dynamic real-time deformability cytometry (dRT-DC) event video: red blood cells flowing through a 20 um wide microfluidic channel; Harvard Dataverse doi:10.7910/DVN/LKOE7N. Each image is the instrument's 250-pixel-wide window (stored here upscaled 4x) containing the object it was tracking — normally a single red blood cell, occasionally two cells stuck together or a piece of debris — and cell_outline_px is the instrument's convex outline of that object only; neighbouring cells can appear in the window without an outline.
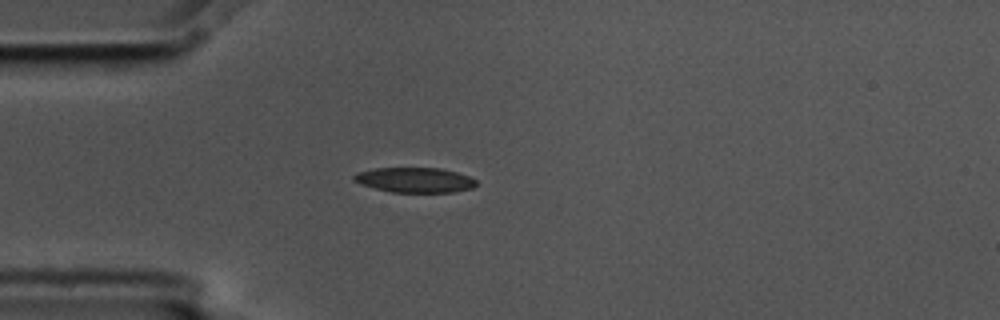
{"species": "common noctule bat (a hibernating species)", "species_latin": "Nyctalus noctula", "temperature_condition": "cold", "stored_images_in_passage": 4, "camera_frame_rate_fps": 3000, "um_per_image_px": 0.085, "animal": {"sex": "male", "body_mass_g": 17.5, "forearm_length_mm": 52.3}, "frame": {"image": 1, "passage_image": 3, "time_ms": 0.667, "image_size_px": [1000, 320], "cell_outline_px": [[476, 184], [472, 188], [452, 192], [392, 192], [360, 184], [352, 180], [352, 176], [360, 172], [376, 168], [440, 168], [456, 172], [468, 176], [476, 180]], "centroid_in_image_um": [35.25, 15.3], "position_along_channel_um": 49.7, "area_um2": 17.63}}